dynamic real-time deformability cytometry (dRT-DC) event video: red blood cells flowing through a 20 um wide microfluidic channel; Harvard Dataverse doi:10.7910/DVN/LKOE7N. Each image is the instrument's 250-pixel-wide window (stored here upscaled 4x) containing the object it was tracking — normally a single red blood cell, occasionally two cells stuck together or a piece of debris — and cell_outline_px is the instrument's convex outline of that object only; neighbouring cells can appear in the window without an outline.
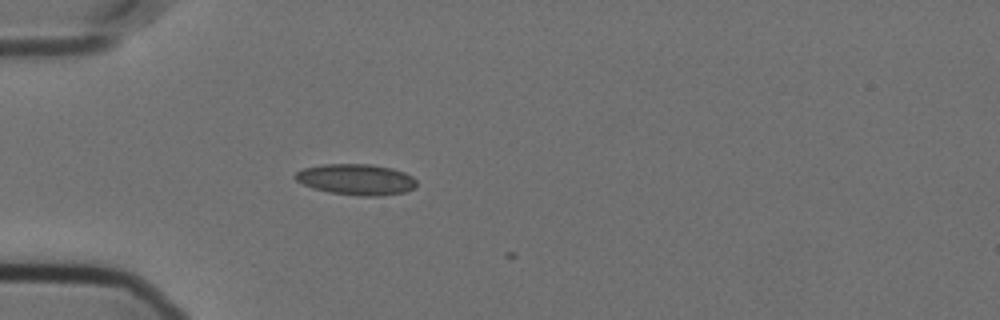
{"species": "Egyptian fruit bat (a non-hibernating species)", "species_latin": "Rousettus aegyptiacus", "temperature_condition": "cold", "stored_images_in_passage": 4, "camera_frame_rate_fps": 3000, "um_per_image_px": 0.085, "animal": {"sex": "female"}, "frame": {"image": 1, "passage_image": 3, "time_ms": 0.667, "image_size_px": [1000, 320], "cell_outline_px": [[416, 188], [404, 192], [380, 196], [356, 196], [328, 192], [312, 188], [296, 180], [292, 176], [296, 172], [304, 168], [324, 164], [372, 164], [392, 168], [404, 172], [412, 176], [416, 180]], "centroid_in_image_um": [30.28, 15.26], "position_along_channel_um": 54.7, "area_um2": 22.08}}